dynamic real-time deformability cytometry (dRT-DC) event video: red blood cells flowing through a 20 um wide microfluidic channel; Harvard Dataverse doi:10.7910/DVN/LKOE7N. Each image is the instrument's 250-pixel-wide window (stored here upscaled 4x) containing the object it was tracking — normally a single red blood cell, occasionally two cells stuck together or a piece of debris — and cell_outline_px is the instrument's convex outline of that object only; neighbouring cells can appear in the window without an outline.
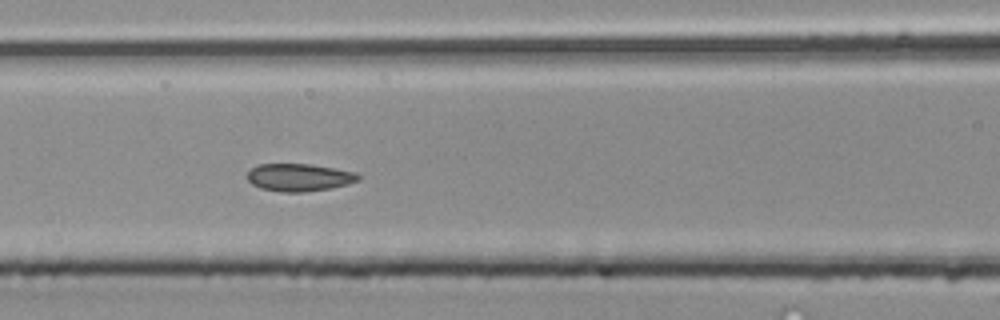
{"species": "common noctule bat (a hibernating species)", "species_latin": "Nyctalus noctula", "temperature_condition": "room temperature", "stored_images_in_passage": 48, "segment_of_instrument_passage": [2, 2], "camera_frame_rate_fps": 3000, "um_per_image_px": 0.085, "animal": {"sex": "male", "body_mass_g": 20.4}, "frame": {"image": 1, "passage_image": 20, "time_ms": 6.333, "image_size_px": [1000, 320], "cell_outline_px": [[360, 180], [348, 184], [328, 188], [304, 192], [280, 192], [260, 188], [252, 184], [248, 180], [248, 172], [252, 168], [260, 164], [312, 164], [356, 172], [360, 176]], "centroid_in_image_um": [25.44, 15.08], "position_along_channel_um": 141.2, "area_um2": 17.8}}
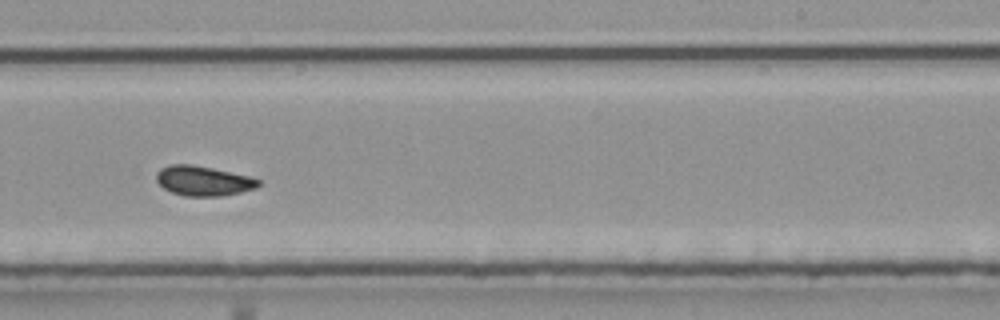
{"frame": {"image": 2, "passage_image": 29, "time_ms": 9.333, "image_size_px": [1000, 320], "cell_outline_px": [[260, 184], [256, 188], [240, 192], [220, 196], [184, 196], [172, 192], [164, 188], [156, 180], [156, 172], [160, 168], [172, 164], [192, 164], [212, 168], [248, 176], [260, 180]], "centroid_in_image_um": [17.26, 15.37], "position_along_channel_um": 271.7, "area_um2": 17.63}}
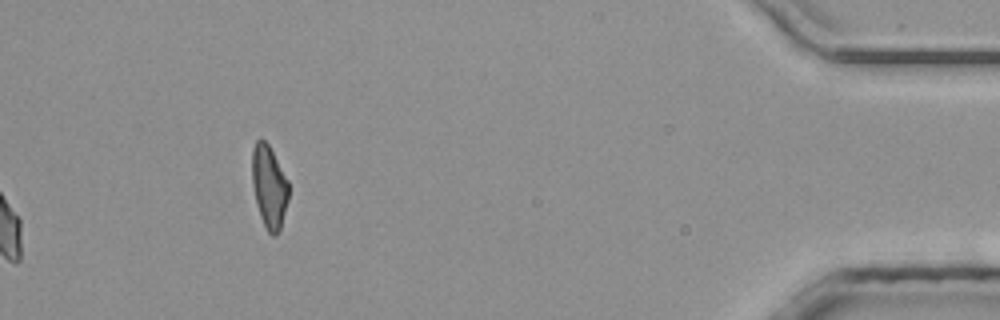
{"frame": {"image": 3, "passage_image": 48, "time_ms": 15.667, "image_size_px": [1000, 320], "cell_outline_px": [[288, 200], [280, 228], [276, 236], [272, 236], [268, 232], [260, 216], [256, 204], [252, 184], [252, 148], [256, 140], [260, 136], [268, 144], [288, 180]], "centroid_in_image_um": [22.86, 15.85], "position_along_channel_um": 412.3, "area_um2": 17.63}}